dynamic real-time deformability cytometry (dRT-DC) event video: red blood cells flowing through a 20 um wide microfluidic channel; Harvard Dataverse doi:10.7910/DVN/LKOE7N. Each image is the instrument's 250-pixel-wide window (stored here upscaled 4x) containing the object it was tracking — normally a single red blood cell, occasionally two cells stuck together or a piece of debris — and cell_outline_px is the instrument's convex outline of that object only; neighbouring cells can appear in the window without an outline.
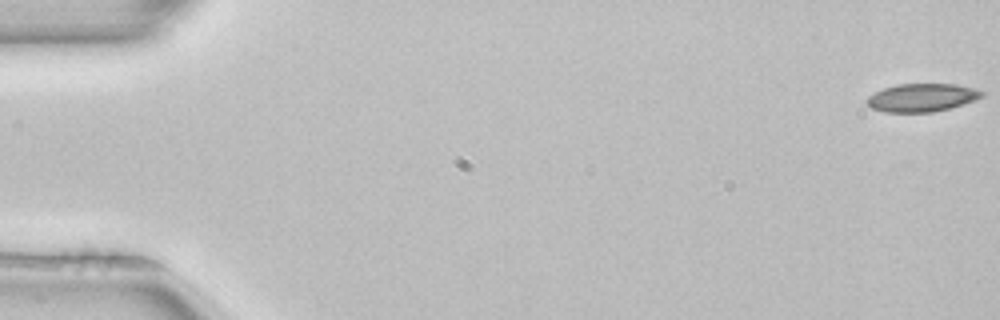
{"species": "common noctule bat (a hibernating species)", "species_latin": "Nyctalus noctula", "temperature_condition": "room temperature", "stored_images_in_passage": 52, "camera_frame_rate_fps": 3000, "um_per_image_px": 0.085, "animal": {"sex": "female", "body_mass_g": 22.7, "forearm_length_mm": 54.2}, "frame": {"image": 1, "passage_image": 1, "time_ms": 0.0, "image_size_px": [1000, 320], "cell_outline_px": [[984, 96], [976, 100], [948, 108], [932, 112], [884, 112], [872, 108], [864, 100], [868, 96], [884, 88], [896, 84], [952, 84], [976, 88], [984, 92]], "centroid_in_image_um": [78.36, 8.29], "position_along_channel_um": 6.6, "area_um2": 18.79}}
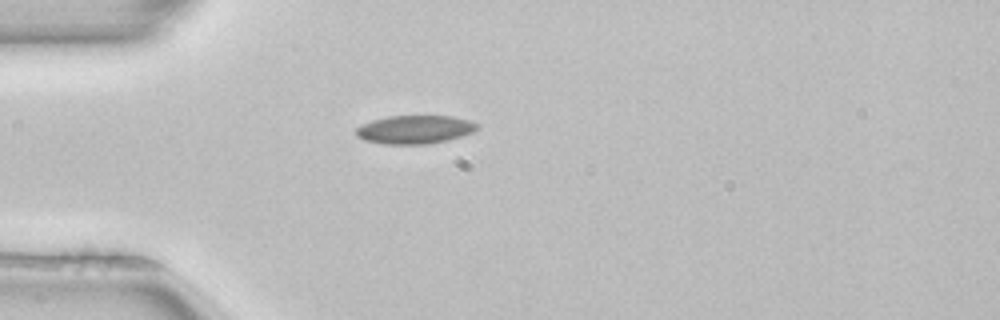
{"frame": {"image": 2, "passage_image": 15, "time_ms": 4.667, "image_size_px": [1000, 320], "cell_outline_px": [[480, 128], [472, 132], [448, 140], [428, 144], [384, 144], [364, 140], [356, 136], [356, 128], [360, 124], [372, 120], [388, 116], [452, 116], [468, 120], [480, 124]], "centroid_in_image_um": [35.25, 11.01], "position_along_channel_um": 49.8, "area_um2": 20.17}}
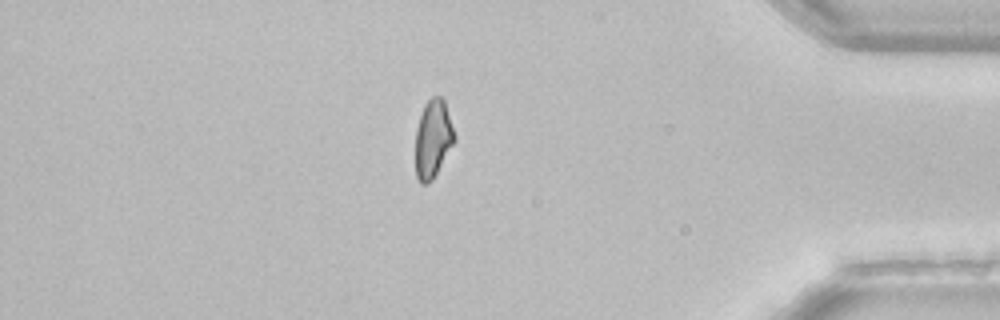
{"frame": {"image": 3, "passage_image": 45, "time_ms": 14.667, "image_size_px": [1000, 320], "cell_outline_px": [[456, 140], [432, 180], [428, 184], [420, 184], [416, 176], [416, 128], [424, 104], [432, 96], [440, 96], [444, 100], [456, 136]], "centroid_in_image_um": [36.8, 11.8], "position_along_channel_um": 398.4, "area_um2": 17.74}, "authors_computed_cell_mechanics": {"area_um2": 19.2763, "velocity_mm_per_s": 3.9724, "shape_relaxation_time_tau1_ms": 9.1504, "shape_relaxation_time_tau2_ms": null, "deformation_change_tau1": 0.1468, "deformation_change_tau2": null}}